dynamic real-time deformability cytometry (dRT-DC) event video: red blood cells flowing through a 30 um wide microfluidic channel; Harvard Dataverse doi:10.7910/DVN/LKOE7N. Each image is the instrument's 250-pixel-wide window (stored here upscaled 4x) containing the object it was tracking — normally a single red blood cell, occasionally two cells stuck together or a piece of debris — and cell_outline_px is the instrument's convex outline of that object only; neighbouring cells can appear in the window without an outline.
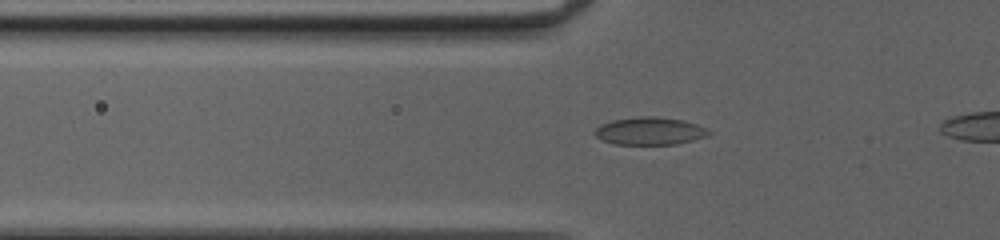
{"species": "common noctule bat (a hibernating species)", "species_latin": "Nyctalus noctula", "temperature_condition": "cold", "stored_images_in_passage": 39, "camera_frame_rate_fps": 3000, "um_per_image_px": 0.085, "animal": {"sex": "female", "body_mass_g": 20.0, "forearm_length_mm": 54.0}, "frame": {"image": 1, "passage_image": 12, "time_ms": 3.667, "image_size_px": [1000, 240], "cell_outline_px": [[712, 132], [708, 136], [676, 144], [616, 144], [600, 140], [592, 132], [600, 124], [612, 120], [640, 116], [656, 116], [680, 120], [696, 124]], "centroid_in_image_um": [55.18, 11.14], "position_along_channel_um": 70.6, "area_um2": 18.32}}
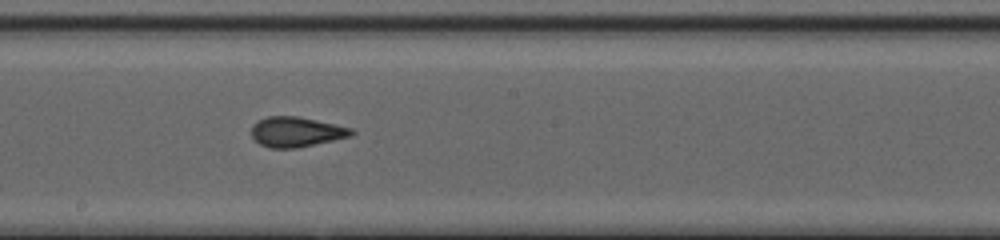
{"frame": {"image": 2, "passage_image": 23, "time_ms": 7.333, "image_size_px": [1000, 240], "cell_outline_px": [[356, 132], [352, 136], [296, 148], [268, 148], [260, 144], [252, 136], [252, 124], [268, 116], [296, 116], [316, 120], [352, 128]], "centroid_in_image_um": [25.19, 11.21], "position_along_channel_um": 223.0, "area_um2": 17.4}}
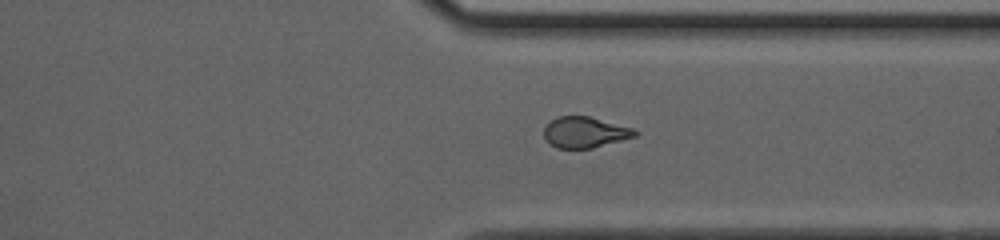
{"frame": {"image": 3, "passage_image": 33, "time_ms": 10.667, "image_size_px": [1000, 240], "cell_outline_px": [[640, 132], [636, 136], [592, 148], [556, 148], [544, 136], [544, 128], [556, 116], [588, 116], [632, 128]], "centroid_in_image_um": [49.72, 11.24], "position_along_channel_um": 361.7, "area_um2": 16.13}}